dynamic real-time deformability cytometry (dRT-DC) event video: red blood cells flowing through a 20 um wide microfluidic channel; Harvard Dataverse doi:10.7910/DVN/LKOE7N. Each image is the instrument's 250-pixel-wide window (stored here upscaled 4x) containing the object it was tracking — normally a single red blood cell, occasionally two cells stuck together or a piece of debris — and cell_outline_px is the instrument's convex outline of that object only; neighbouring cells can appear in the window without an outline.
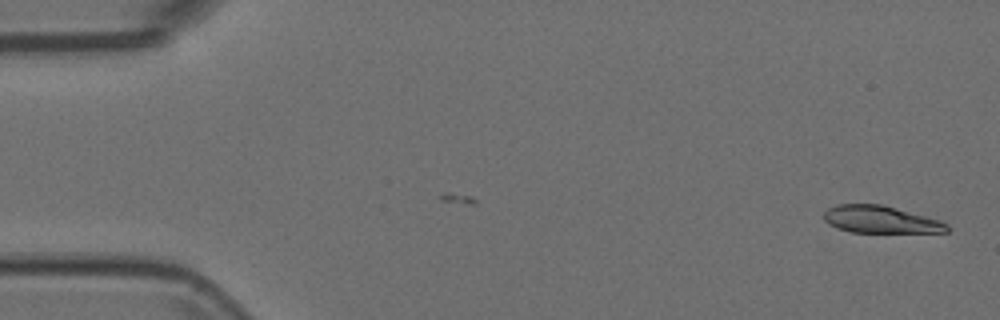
{"species": "Egyptian fruit bat (a non-hibernating species)", "species_latin": "Rousettus aegyptiacus", "temperature_condition": "room temperature", "stored_images_in_passage": 52, "camera_frame_rate_fps": 3000, "um_per_image_px": 0.085, "animal": {"sex": "female"}, "frame": {"image": 1, "passage_image": 1, "time_ms": 0.0, "image_size_px": [1000, 320], "cell_outline_px": [[948, 232], [852, 232], [836, 228], [828, 224], [824, 220], [824, 212], [828, 208], [836, 204], [880, 204], [940, 220], [948, 224]], "centroid_in_image_um": [74.81, 18.66], "position_along_channel_um": 10.2, "area_um2": 19.42}}
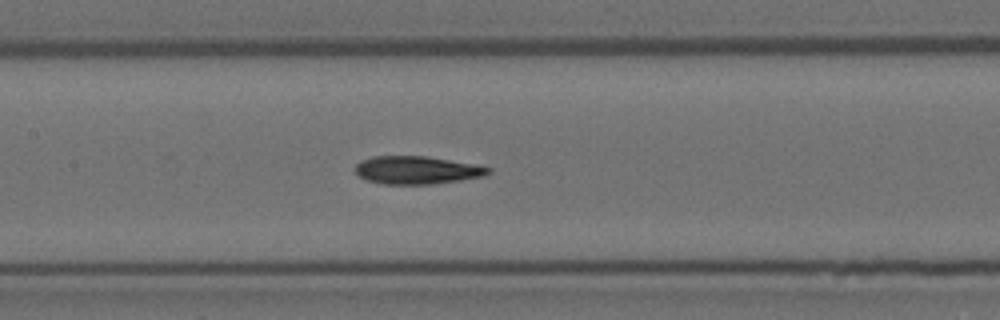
{"frame": {"image": 2, "passage_image": 24, "time_ms": 7.667, "image_size_px": [1000, 320], "cell_outline_px": [[492, 172], [484, 176], [460, 180], [432, 184], [384, 184], [368, 180], [360, 176], [356, 172], [356, 164], [360, 160], [372, 156], [424, 156], [476, 164], [492, 168]], "centroid_in_image_um": [35.46, 14.45], "position_along_channel_um": 171.9, "area_um2": 21.62}}
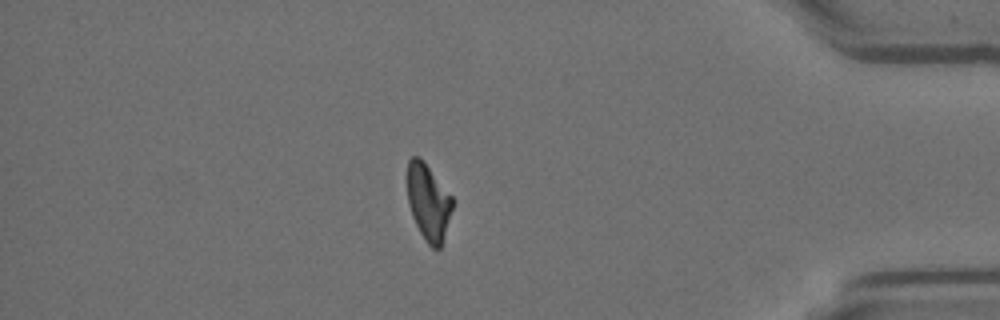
{"frame": {"image": 3, "passage_image": 45, "time_ms": 14.667, "image_size_px": [1000, 320], "cell_outline_px": [[452, 208], [440, 248], [432, 248], [428, 244], [420, 232], [412, 216], [408, 204], [404, 176], [408, 160], [412, 156], [420, 156], [424, 160], [452, 196]], "centroid_in_image_um": [36.34, 17.08], "position_along_channel_um": 398.9, "area_um2": 20.46}}